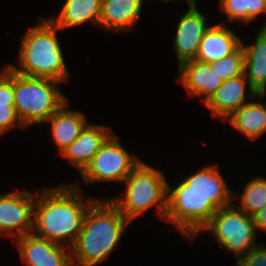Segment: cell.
Here are the masks:
<instances>
[{
  "instance_id": "1",
  "label": "cell",
  "mask_w": 266,
  "mask_h": 266,
  "mask_svg": "<svg viewBox=\"0 0 266 266\" xmlns=\"http://www.w3.org/2000/svg\"><path fill=\"white\" fill-rule=\"evenodd\" d=\"M79 190L75 184L41 189L35 200L34 234L60 245L67 242L70 248L80 233L89 206L96 200L84 202Z\"/></svg>"
},
{
  "instance_id": "2",
  "label": "cell",
  "mask_w": 266,
  "mask_h": 266,
  "mask_svg": "<svg viewBox=\"0 0 266 266\" xmlns=\"http://www.w3.org/2000/svg\"><path fill=\"white\" fill-rule=\"evenodd\" d=\"M110 200L97 199L89 206L75 242L71 245L74 266H94L105 260L129 224Z\"/></svg>"
},
{
  "instance_id": "3",
  "label": "cell",
  "mask_w": 266,
  "mask_h": 266,
  "mask_svg": "<svg viewBox=\"0 0 266 266\" xmlns=\"http://www.w3.org/2000/svg\"><path fill=\"white\" fill-rule=\"evenodd\" d=\"M41 19L22 36L18 57L20 68L10 64L7 66L23 76L48 78L63 83L69 72L56 35L60 29L49 18Z\"/></svg>"
},
{
  "instance_id": "4",
  "label": "cell",
  "mask_w": 266,
  "mask_h": 266,
  "mask_svg": "<svg viewBox=\"0 0 266 266\" xmlns=\"http://www.w3.org/2000/svg\"><path fill=\"white\" fill-rule=\"evenodd\" d=\"M124 182L127 185L125 196L110 200L128 221L154 205H157L159 215L165 220L168 183L160 170L141 161Z\"/></svg>"
},
{
  "instance_id": "5",
  "label": "cell",
  "mask_w": 266,
  "mask_h": 266,
  "mask_svg": "<svg viewBox=\"0 0 266 266\" xmlns=\"http://www.w3.org/2000/svg\"><path fill=\"white\" fill-rule=\"evenodd\" d=\"M60 81L27 77L14 72V107L24 127L45 123L66 101Z\"/></svg>"
},
{
  "instance_id": "6",
  "label": "cell",
  "mask_w": 266,
  "mask_h": 266,
  "mask_svg": "<svg viewBox=\"0 0 266 266\" xmlns=\"http://www.w3.org/2000/svg\"><path fill=\"white\" fill-rule=\"evenodd\" d=\"M237 207V208H236ZM240 206L232 204L220 208L201 231L208 230L226 250L235 253L238 260L256 244V226L253 218Z\"/></svg>"
},
{
  "instance_id": "7",
  "label": "cell",
  "mask_w": 266,
  "mask_h": 266,
  "mask_svg": "<svg viewBox=\"0 0 266 266\" xmlns=\"http://www.w3.org/2000/svg\"><path fill=\"white\" fill-rule=\"evenodd\" d=\"M217 210L202 195L168 193L165 221L175 226L184 237L195 238Z\"/></svg>"
},
{
  "instance_id": "8",
  "label": "cell",
  "mask_w": 266,
  "mask_h": 266,
  "mask_svg": "<svg viewBox=\"0 0 266 266\" xmlns=\"http://www.w3.org/2000/svg\"><path fill=\"white\" fill-rule=\"evenodd\" d=\"M116 135L105 141L90 164L81 173L87 183L100 181L124 182L132 170L141 162L128 153Z\"/></svg>"
},
{
  "instance_id": "9",
  "label": "cell",
  "mask_w": 266,
  "mask_h": 266,
  "mask_svg": "<svg viewBox=\"0 0 266 266\" xmlns=\"http://www.w3.org/2000/svg\"><path fill=\"white\" fill-rule=\"evenodd\" d=\"M35 200L34 194L25 190L0 195V235L19 238L33 233Z\"/></svg>"
},
{
  "instance_id": "10",
  "label": "cell",
  "mask_w": 266,
  "mask_h": 266,
  "mask_svg": "<svg viewBox=\"0 0 266 266\" xmlns=\"http://www.w3.org/2000/svg\"><path fill=\"white\" fill-rule=\"evenodd\" d=\"M168 193L198 194L204 196L217 208L232 204L235 198L233 192L227 187L225 180L217 166H205L181 183L171 188L168 184Z\"/></svg>"
},
{
  "instance_id": "11",
  "label": "cell",
  "mask_w": 266,
  "mask_h": 266,
  "mask_svg": "<svg viewBox=\"0 0 266 266\" xmlns=\"http://www.w3.org/2000/svg\"><path fill=\"white\" fill-rule=\"evenodd\" d=\"M16 241L21 259L28 266H73L70 248L67 254L61 245L34 233L23 235Z\"/></svg>"
},
{
  "instance_id": "12",
  "label": "cell",
  "mask_w": 266,
  "mask_h": 266,
  "mask_svg": "<svg viewBox=\"0 0 266 266\" xmlns=\"http://www.w3.org/2000/svg\"><path fill=\"white\" fill-rule=\"evenodd\" d=\"M246 84H248L249 87V97L253 99L257 97L258 95L249 86V81L246 79L244 73L223 81L222 85L205 103L211 114L226 120L243 105L248 103L245 96Z\"/></svg>"
},
{
  "instance_id": "13",
  "label": "cell",
  "mask_w": 266,
  "mask_h": 266,
  "mask_svg": "<svg viewBox=\"0 0 266 266\" xmlns=\"http://www.w3.org/2000/svg\"><path fill=\"white\" fill-rule=\"evenodd\" d=\"M179 21L173 48L180 65L196 58L200 42L210 26L206 24L205 16L197 9L188 10Z\"/></svg>"
},
{
  "instance_id": "14",
  "label": "cell",
  "mask_w": 266,
  "mask_h": 266,
  "mask_svg": "<svg viewBox=\"0 0 266 266\" xmlns=\"http://www.w3.org/2000/svg\"><path fill=\"white\" fill-rule=\"evenodd\" d=\"M111 132L110 127L88 123L78 138L64 149L61 155L82 173L111 136Z\"/></svg>"
},
{
  "instance_id": "15",
  "label": "cell",
  "mask_w": 266,
  "mask_h": 266,
  "mask_svg": "<svg viewBox=\"0 0 266 266\" xmlns=\"http://www.w3.org/2000/svg\"><path fill=\"white\" fill-rule=\"evenodd\" d=\"M179 81L190 96H202L205 104L222 85L220 77L211 69L209 63L195 59L179 65Z\"/></svg>"
},
{
  "instance_id": "16",
  "label": "cell",
  "mask_w": 266,
  "mask_h": 266,
  "mask_svg": "<svg viewBox=\"0 0 266 266\" xmlns=\"http://www.w3.org/2000/svg\"><path fill=\"white\" fill-rule=\"evenodd\" d=\"M230 29L223 22L210 26L200 42L195 60L211 63L233 53L241 45V39Z\"/></svg>"
},
{
  "instance_id": "17",
  "label": "cell",
  "mask_w": 266,
  "mask_h": 266,
  "mask_svg": "<svg viewBox=\"0 0 266 266\" xmlns=\"http://www.w3.org/2000/svg\"><path fill=\"white\" fill-rule=\"evenodd\" d=\"M241 44L244 51V74L249 81V86L259 97H264L266 92V22L260 28L253 45L245 46L243 42Z\"/></svg>"
},
{
  "instance_id": "18",
  "label": "cell",
  "mask_w": 266,
  "mask_h": 266,
  "mask_svg": "<svg viewBox=\"0 0 266 266\" xmlns=\"http://www.w3.org/2000/svg\"><path fill=\"white\" fill-rule=\"evenodd\" d=\"M142 0H102L99 25L118 32L128 31L139 21Z\"/></svg>"
},
{
  "instance_id": "19",
  "label": "cell",
  "mask_w": 266,
  "mask_h": 266,
  "mask_svg": "<svg viewBox=\"0 0 266 266\" xmlns=\"http://www.w3.org/2000/svg\"><path fill=\"white\" fill-rule=\"evenodd\" d=\"M67 107L68 101L46 121L51 124L52 138L60 149V153L78 138L87 125L83 113L68 110Z\"/></svg>"
},
{
  "instance_id": "20",
  "label": "cell",
  "mask_w": 266,
  "mask_h": 266,
  "mask_svg": "<svg viewBox=\"0 0 266 266\" xmlns=\"http://www.w3.org/2000/svg\"><path fill=\"white\" fill-rule=\"evenodd\" d=\"M102 0H66L59 15L49 18L60 30L86 22L99 25Z\"/></svg>"
},
{
  "instance_id": "21",
  "label": "cell",
  "mask_w": 266,
  "mask_h": 266,
  "mask_svg": "<svg viewBox=\"0 0 266 266\" xmlns=\"http://www.w3.org/2000/svg\"><path fill=\"white\" fill-rule=\"evenodd\" d=\"M247 138L255 140L266 131V103L248 102L228 118Z\"/></svg>"
},
{
  "instance_id": "22",
  "label": "cell",
  "mask_w": 266,
  "mask_h": 266,
  "mask_svg": "<svg viewBox=\"0 0 266 266\" xmlns=\"http://www.w3.org/2000/svg\"><path fill=\"white\" fill-rule=\"evenodd\" d=\"M219 10L225 12L229 22L249 23L265 13L264 0H220Z\"/></svg>"
},
{
  "instance_id": "23",
  "label": "cell",
  "mask_w": 266,
  "mask_h": 266,
  "mask_svg": "<svg viewBox=\"0 0 266 266\" xmlns=\"http://www.w3.org/2000/svg\"><path fill=\"white\" fill-rule=\"evenodd\" d=\"M241 209L251 217L266 206V179L252 178L241 195Z\"/></svg>"
},
{
  "instance_id": "24",
  "label": "cell",
  "mask_w": 266,
  "mask_h": 266,
  "mask_svg": "<svg viewBox=\"0 0 266 266\" xmlns=\"http://www.w3.org/2000/svg\"><path fill=\"white\" fill-rule=\"evenodd\" d=\"M209 64L222 81L242 75L244 73V51L242 44L230 55Z\"/></svg>"
},
{
  "instance_id": "25",
  "label": "cell",
  "mask_w": 266,
  "mask_h": 266,
  "mask_svg": "<svg viewBox=\"0 0 266 266\" xmlns=\"http://www.w3.org/2000/svg\"><path fill=\"white\" fill-rule=\"evenodd\" d=\"M0 106H14V71L7 65L0 74Z\"/></svg>"
},
{
  "instance_id": "26",
  "label": "cell",
  "mask_w": 266,
  "mask_h": 266,
  "mask_svg": "<svg viewBox=\"0 0 266 266\" xmlns=\"http://www.w3.org/2000/svg\"><path fill=\"white\" fill-rule=\"evenodd\" d=\"M236 266H266V247L261 244L248 250Z\"/></svg>"
},
{
  "instance_id": "27",
  "label": "cell",
  "mask_w": 266,
  "mask_h": 266,
  "mask_svg": "<svg viewBox=\"0 0 266 266\" xmlns=\"http://www.w3.org/2000/svg\"><path fill=\"white\" fill-rule=\"evenodd\" d=\"M24 128L14 106H0V136L14 126Z\"/></svg>"
},
{
  "instance_id": "28",
  "label": "cell",
  "mask_w": 266,
  "mask_h": 266,
  "mask_svg": "<svg viewBox=\"0 0 266 266\" xmlns=\"http://www.w3.org/2000/svg\"><path fill=\"white\" fill-rule=\"evenodd\" d=\"M256 229H262L266 231V206L258 213L252 216Z\"/></svg>"
},
{
  "instance_id": "29",
  "label": "cell",
  "mask_w": 266,
  "mask_h": 266,
  "mask_svg": "<svg viewBox=\"0 0 266 266\" xmlns=\"http://www.w3.org/2000/svg\"><path fill=\"white\" fill-rule=\"evenodd\" d=\"M162 1L169 2L171 0H162ZM185 1H187V3H188L189 10H191V9H197V7H196V0H185Z\"/></svg>"
},
{
  "instance_id": "30",
  "label": "cell",
  "mask_w": 266,
  "mask_h": 266,
  "mask_svg": "<svg viewBox=\"0 0 266 266\" xmlns=\"http://www.w3.org/2000/svg\"><path fill=\"white\" fill-rule=\"evenodd\" d=\"M264 8H265V13H266V0H264Z\"/></svg>"
}]
</instances>
